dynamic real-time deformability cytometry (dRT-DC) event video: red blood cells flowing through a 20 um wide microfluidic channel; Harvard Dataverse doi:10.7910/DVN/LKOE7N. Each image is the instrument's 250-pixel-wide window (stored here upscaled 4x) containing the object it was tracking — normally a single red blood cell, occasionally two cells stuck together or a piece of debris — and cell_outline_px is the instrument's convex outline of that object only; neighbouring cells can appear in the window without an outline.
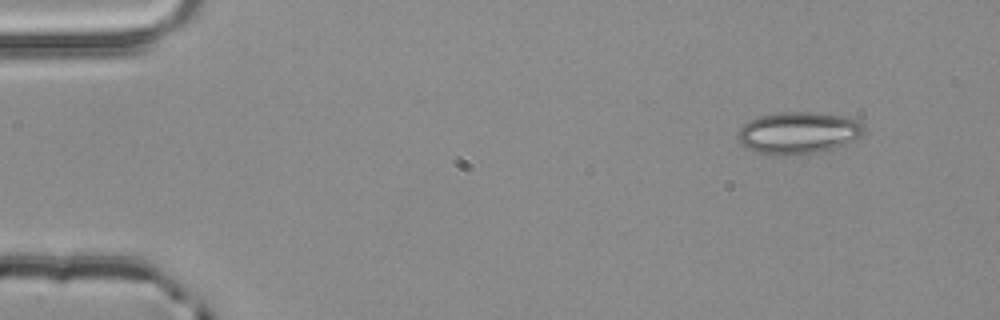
{"species": "common noctule bat (a hibernating species)", "species_latin": "Nyctalus noctula", "temperature_condition": "room temperature", "stored_images_in_passage": 3, "camera_frame_rate_fps": 3000, "um_per_image_px": 0.085, "animal": {"sex": "male", "body_mass_g": 20.4}, "frame": {"image": 1, "passage_image": 3, "time_ms": 0.667, "image_size_px": [1000, 320], "cell_outline_px": [[864, 136], [844, 144], [832, 148], [816, 152], [788, 156], [776, 156], [760, 152], [748, 148], [740, 144], [736, 136], [736, 132], [748, 120], [760, 116], [780, 112], [812, 112], [840, 116], [860, 120], [864, 124]], "centroid_in_image_um": [67.85, 11.29], "position_along_channel_um": 17.2, "area_um2": 31.04}}